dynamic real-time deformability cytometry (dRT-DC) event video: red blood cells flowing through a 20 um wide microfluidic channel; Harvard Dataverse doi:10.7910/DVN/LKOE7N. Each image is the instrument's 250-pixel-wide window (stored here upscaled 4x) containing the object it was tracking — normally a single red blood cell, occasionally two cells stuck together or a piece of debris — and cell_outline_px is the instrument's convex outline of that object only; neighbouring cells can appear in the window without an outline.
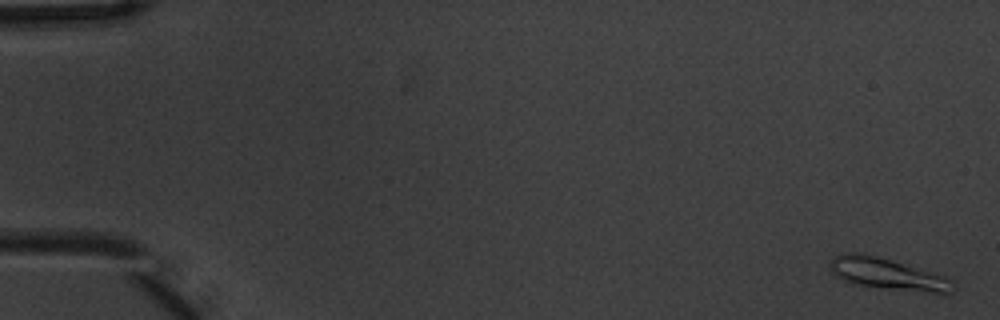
{"species": "common noctule bat (a hibernating species)", "species_latin": "Nyctalus noctula", "temperature_condition": "warm", "stored_images_in_passage": 6, "camera_frame_rate_fps": 3000, "um_per_image_px": 0.085, "animal": {"sex": "male", "body_mass_g": 20.1, "forearm_length_mm": 53.5}, "frame": {"image": 1, "passage_image": 1, "time_ms": 0.0, "image_size_px": [1000, 320], "cell_outline_px": [[956, 288], [952, 292], [932, 292], [852, 284], [836, 276], [832, 272], [828, 264], [836, 256], [848, 252], [860, 252], [892, 260], [932, 272], [956, 280]], "centroid_in_image_um": [75.45, 23.27], "position_along_channel_um": 9.5, "area_um2": 22.25}}